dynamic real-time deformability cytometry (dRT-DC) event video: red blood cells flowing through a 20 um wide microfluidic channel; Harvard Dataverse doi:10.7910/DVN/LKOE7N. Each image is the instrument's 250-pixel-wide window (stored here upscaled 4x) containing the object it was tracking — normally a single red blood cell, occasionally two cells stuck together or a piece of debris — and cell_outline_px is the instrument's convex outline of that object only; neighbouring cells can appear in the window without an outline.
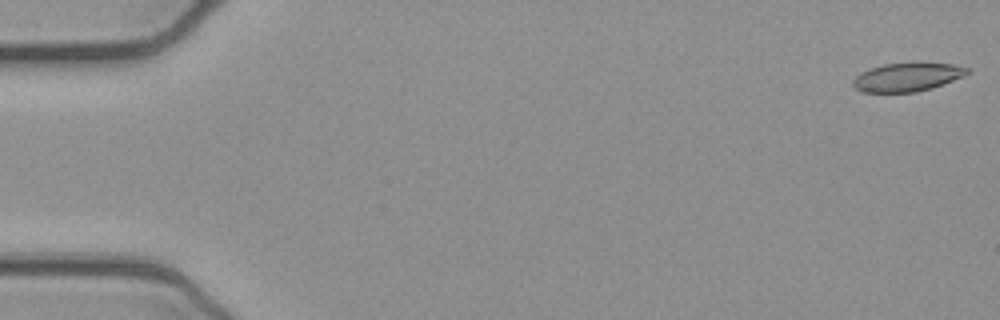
{"species": "common noctule bat (a hibernating species)", "species_latin": "Nyctalus noctula", "temperature_condition": "cold", "stored_images_in_passage": 52, "camera_frame_rate_fps": 3000, "um_per_image_px": 0.085, "animal": {"sex": "female", "body_mass_g": 21.9}, "frame": {"image": 1, "passage_image": 1, "time_ms": 0.0, "image_size_px": [1000, 320], "cell_outline_px": [[972, 72], [964, 76], [944, 84], [932, 88], [916, 92], [860, 92], [852, 84], [852, 80], [860, 72], [884, 64], [952, 64], [968, 68]], "centroid_in_image_um": [77.11, 6.58], "position_along_channel_um": 7.9, "area_um2": 18.73}}
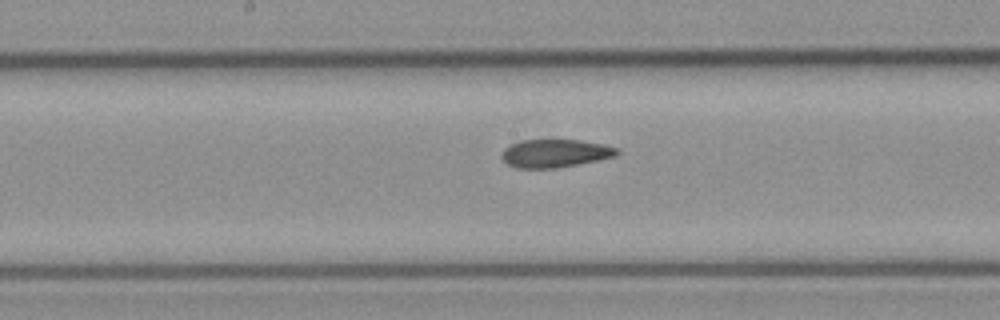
{"frame": {"image": 2, "passage_image": 27, "time_ms": 8.667, "image_size_px": [1000, 320], "cell_outline_px": [[620, 152], [616, 156], [600, 160], [556, 168], [516, 168], [508, 164], [500, 156], [500, 152], [504, 148], [520, 140], [580, 140], [604, 144], [620, 148]], "centroid_in_image_um": [47.2, 13.03], "position_along_channel_um": 201.0, "area_um2": 19.07}}
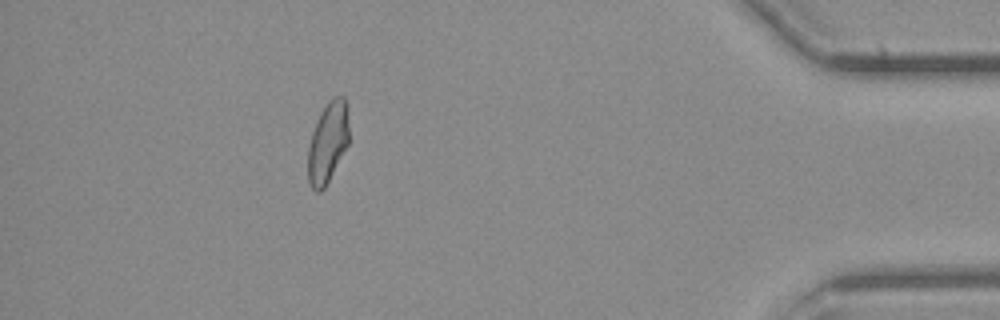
{"frame": {"image": 3, "passage_image": 47, "time_ms": 15.333, "image_size_px": [1000, 320], "cell_outline_px": [[348, 144], [324, 188], [320, 192], [316, 192], [312, 188], [308, 180], [308, 148], [312, 132], [316, 120], [320, 112], [328, 100], [332, 96], [344, 96], [348, 104]], "centroid_in_image_um": [27.86, 12.05], "position_along_channel_um": 407.3, "area_um2": 19.42}, "authors_computed_cell_mechanics": {"area_um2": 19.9988, "velocity_mm_per_s": 3.9092, "shape_relaxation_time_tau1_ms": null, "shape_relaxation_time_tau2_ms": 2.8755, "deformation_change_tau1": null, "deformation_change_tau2": 0.0812}}